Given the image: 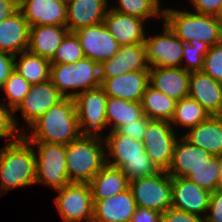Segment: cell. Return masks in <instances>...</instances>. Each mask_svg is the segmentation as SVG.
Wrapping results in <instances>:
<instances>
[{
	"label": "cell",
	"instance_id": "6da1fadb",
	"mask_svg": "<svg viewBox=\"0 0 222 222\" xmlns=\"http://www.w3.org/2000/svg\"><path fill=\"white\" fill-rule=\"evenodd\" d=\"M29 129L34 132L31 136L23 131L29 142L67 145L74 141L81 136L74 99L64 98L52 106Z\"/></svg>",
	"mask_w": 222,
	"mask_h": 222
},
{
	"label": "cell",
	"instance_id": "7a4b0ae2",
	"mask_svg": "<svg viewBox=\"0 0 222 222\" xmlns=\"http://www.w3.org/2000/svg\"><path fill=\"white\" fill-rule=\"evenodd\" d=\"M107 152L106 164L120 168L129 181L150 177L160 172L145 151L143 141L120 135L116 131L109 132L103 139ZM112 156V161L110 158Z\"/></svg>",
	"mask_w": 222,
	"mask_h": 222
},
{
	"label": "cell",
	"instance_id": "3957f363",
	"mask_svg": "<svg viewBox=\"0 0 222 222\" xmlns=\"http://www.w3.org/2000/svg\"><path fill=\"white\" fill-rule=\"evenodd\" d=\"M35 179V150L24 136L0 149V193L36 184Z\"/></svg>",
	"mask_w": 222,
	"mask_h": 222
},
{
	"label": "cell",
	"instance_id": "277c9868",
	"mask_svg": "<svg viewBox=\"0 0 222 222\" xmlns=\"http://www.w3.org/2000/svg\"><path fill=\"white\" fill-rule=\"evenodd\" d=\"M163 20L184 43L201 41L209 47L222 41V21L217 16L163 9Z\"/></svg>",
	"mask_w": 222,
	"mask_h": 222
},
{
	"label": "cell",
	"instance_id": "5b68a950",
	"mask_svg": "<svg viewBox=\"0 0 222 222\" xmlns=\"http://www.w3.org/2000/svg\"><path fill=\"white\" fill-rule=\"evenodd\" d=\"M104 140L78 137L66 145V168L70 183H90L106 165Z\"/></svg>",
	"mask_w": 222,
	"mask_h": 222
},
{
	"label": "cell",
	"instance_id": "8992f818",
	"mask_svg": "<svg viewBox=\"0 0 222 222\" xmlns=\"http://www.w3.org/2000/svg\"><path fill=\"white\" fill-rule=\"evenodd\" d=\"M50 81L65 98L74 99L81 92L101 86L100 64L85 56L75 63L51 64Z\"/></svg>",
	"mask_w": 222,
	"mask_h": 222
},
{
	"label": "cell",
	"instance_id": "52a82bcc",
	"mask_svg": "<svg viewBox=\"0 0 222 222\" xmlns=\"http://www.w3.org/2000/svg\"><path fill=\"white\" fill-rule=\"evenodd\" d=\"M35 149V183L47 184L55 190L70 183L66 168V145L30 142Z\"/></svg>",
	"mask_w": 222,
	"mask_h": 222
},
{
	"label": "cell",
	"instance_id": "ba28073f",
	"mask_svg": "<svg viewBox=\"0 0 222 222\" xmlns=\"http://www.w3.org/2000/svg\"><path fill=\"white\" fill-rule=\"evenodd\" d=\"M107 100L108 95L101 86L76 95L74 102L81 137L103 139L98 132L108 126L106 118Z\"/></svg>",
	"mask_w": 222,
	"mask_h": 222
},
{
	"label": "cell",
	"instance_id": "9c48e42d",
	"mask_svg": "<svg viewBox=\"0 0 222 222\" xmlns=\"http://www.w3.org/2000/svg\"><path fill=\"white\" fill-rule=\"evenodd\" d=\"M137 207L164 213L173 207L171 176L166 171L129 181Z\"/></svg>",
	"mask_w": 222,
	"mask_h": 222
},
{
	"label": "cell",
	"instance_id": "30bf717a",
	"mask_svg": "<svg viewBox=\"0 0 222 222\" xmlns=\"http://www.w3.org/2000/svg\"><path fill=\"white\" fill-rule=\"evenodd\" d=\"M55 191V204L64 222H93L94 203L88 183H69Z\"/></svg>",
	"mask_w": 222,
	"mask_h": 222
},
{
	"label": "cell",
	"instance_id": "8fae6325",
	"mask_svg": "<svg viewBox=\"0 0 222 222\" xmlns=\"http://www.w3.org/2000/svg\"><path fill=\"white\" fill-rule=\"evenodd\" d=\"M169 121L150 120L147 124L143 143L148 157L160 171L169 169L177 136Z\"/></svg>",
	"mask_w": 222,
	"mask_h": 222
},
{
	"label": "cell",
	"instance_id": "7c38bea8",
	"mask_svg": "<svg viewBox=\"0 0 222 222\" xmlns=\"http://www.w3.org/2000/svg\"><path fill=\"white\" fill-rule=\"evenodd\" d=\"M162 35L145 38L146 60L149 68L182 67L184 42L164 22ZM183 62V63H182Z\"/></svg>",
	"mask_w": 222,
	"mask_h": 222
},
{
	"label": "cell",
	"instance_id": "4fadbf2b",
	"mask_svg": "<svg viewBox=\"0 0 222 222\" xmlns=\"http://www.w3.org/2000/svg\"><path fill=\"white\" fill-rule=\"evenodd\" d=\"M74 33L79 38L84 56L99 64L109 60L119 51L120 44L104 22L79 28Z\"/></svg>",
	"mask_w": 222,
	"mask_h": 222
},
{
	"label": "cell",
	"instance_id": "5bb4252c",
	"mask_svg": "<svg viewBox=\"0 0 222 222\" xmlns=\"http://www.w3.org/2000/svg\"><path fill=\"white\" fill-rule=\"evenodd\" d=\"M64 98L50 80L33 84L14 112L20 110L27 122V127H30L52 106L58 104Z\"/></svg>",
	"mask_w": 222,
	"mask_h": 222
},
{
	"label": "cell",
	"instance_id": "9a60e30c",
	"mask_svg": "<svg viewBox=\"0 0 222 222\" xmlns=\"http://www.w3.org/2000/svg\"><path fill=\"white\" fill-rule=\"evenodd\" d=\"M18 9L29 26H66L67 1L65 0H18Z\"/></svg>",
	"mask_w": 222,
	"mask_h": 222
},
{
	"label": "cell",
	"instance_id": "2e32d148",
	"mask_svg": "<svg viewBox=\"0 0 222 222\" xmlns=\"http://www.w3.org/2000/svg\"><path fill=\"white\" fill-rule=\"evenodd\" d=\"M171 185L173 208L205 218L208 212L210 192L188 178L171 177Z\"/></svg>",
	"mask_w": 222,
	"mask_h": 222
},
{
	"label": "cell",
	"instance_id": "e0dca14e",
	"mask_svg": "<svg viewBox=\"0 0 222 222\" xmlns=\"http://www.w3.org/2000/svg\"><path fill=\"white\" fill-rule=\"evenodd\" d=\"M136 70H149L144 43L120 46L113 57L100 64V78H115Z\"/></svg>",
	"mask_w": 222,
	"mask_h": 222
},
{
	"label": "cell",
	"instance_id": "ac0fdd59",
	"mask_svg": "<svg viewBox=\"0 0 222 222\" xmlns=\"http://www.w3.org/2000/svg\"><path fill=\"white\" fill-rule=\"evenodd\" d=\"M101 87L108 96L141 102L149 85V70H136L115 78H100Z\"/></svg>",
	"mask_w": 222,
	"mask_h": 222
},
{
	"label": "cell",
	"instance_id": "d6986e66",
	"mask_svg": "<svg viewBox=\"0 0 222 222\" xmlns=\"http://www.w3.org/2000/svg\"><path fill=\"white\" fill-rule=\"evenodd\" d=\"M210 115H222V83L202 71L190 72L189 94Z\"/></svg>",
	"mask_w": 222,
	"mask_h": 222
},
{
	"label": "cell",
	"instance_id": "ffe728a7",
	"mask_svg": "<svg viewBox=\"0 0 222 222\" xmlns=\"http://www.w3.org/2000/svg\"><path fill=\"white\" fill-rule=\"evenodd\" d=\"M189 77L182 67L149 68V85L177 101L188 97Z\"/></svg>",
	"mask_w": 222,
	"mask_h": 222
},
{
	"label": "cell",
	"instance_id": "44dd1931",
	"mask_svg": "<svg viewBox=\"0 0 222 222\" xmlns=\"http://www.w3.org/2000/svg\"><path fill=\"white\" fill-rule=\"evenodd\" d=\"M212 157V154L190 144L182 137L175 143L172 162L167 173L171 177L187 178L192 171L205 166Z\"/></svg>",
	"mask_w": 222,
	"mask_h": 222
},
{
	"label": "cell",
	"instance_id": "7402d4cb",
	"mask_svg": "<svg viewBox=\"0 0 222 222\" xmlns=\"http://www.w3.org/2000/svg\"><path fill=\"white\" fill-rule=\"evenodd\" d=\"M93 203V222H130L137 207L130 189Z\"/></svg>",
	"mask_w": 222,
	"mask_h": 222
},
{
	"label": "cell",
	"instance_id": "603a6c76",
	"mask_svg": "<svg viewBox=\"0 0 222 222\" xmlns=\"http://www.w3.org/2000/svg\"><path fill=\"white\" fill-rule=\"evenodd\" d=\"M146 20L118 13L109 8L104 18V24L115 40L120 44H140L145 42L144 22Z\"/></svg>",
	"mask_w": 222,
	"mask_h": 222
},
{
	"label": "cell",
	"instance_id": "cb8c5ba5",
	"mask_svg": "<svg viewBox=\"0 0 222 222\" xmlns=\"http://www.w3.org/2000/svg\"><path fill=\"white\" fill-rule=\"evenodd\" d=\"M30 26L18 9L0 22V51L13 56L28 50Z\"/></svg>",
	"mask_w": 222,
	"mask_h": 222
},
{
	"label": "cell",
	"instance_id": "d4e9b609",
	"mask_svg": "<svg viewBox=\"0 0 222 222\" xmlns=\"http://www.w3.org/2000/svg\"><path fill=\"white\" fill-rule=\"evenodd\" d=\"M107 0H68L67 23L69 32L104 22Z\"/></svg>",
	"mask_w": 222,
	"mask_h": 222
},
{
	"label": "cell",
	"instance_id": "484cf974",
	"mask_svg": "<svg viewBox=\"0 0 222 222\" xmlns=\"http://www.w3.org/2000/svg\"><path fill=\"white\" fill-rule=\"evenodd\" d=\"M190 144L213 156L222 155V115H211L207 120L189 129L184 136Z\"/></svg>",
	"mask_w": 222,
	"mask_h": 222
},
{
	"label": "cell",
	"instance_id": "4316f807",
	"mask_svg": "<svg viewBox=\"0 0 222 222\" xmlns=\"http://www.w3.org/2000/svg\"><path fill=\"white\" fill-rule=\"evenodd\" d=\"M68 33L69 30L66 26H31L28 50L42 58L51 60Z\"/></svg>",
	"mask_w": 222,
	"mask_h": 222
},
{
	"label": "cell",
	"instance_id": "83f0119b",
	"mask_svg": "<svg viewBox=\"0 0 222 222\" xmlns=\"http://www.w3.org/2000/svg\"><path fill=\"white\" fill-rule=\"evenodd\" d=\"M89 185L93 200H103L129 189V179L120 168L106 164Z\"/></svg>",
	"mask_w": 222,
	"mask_h": 222
},
{
	"label": "cell",
	"instance_id": "f1b7e54d",
	"mask_svg": "<svg viewBox=\"0 0 222 222\" xmlns=\"http://www.w3.org/2000/svg\"><path fill=\"white\" fill-rule=\"evenodd\" d=\"M14 58V69L31 85L50 80L51 62L48 59L31 53L29 50L21 52Z\"/></svg>",
	"mask_w": 222,
	"mask_h": 222
},
{
	"label": "cell",
	"instance_id": "f546056e",
	"mask_svg": "<svg viewBox=\"0 0 222 222\" xmlns=\"http://www.w3.org/2000/svg\"><path fill=\"white\" fill-rule=\"evenodd\" d=\"M177 100L148 85L143 93L141 105L143 114L150 120H171Z\"/></svg>",
	"mask_w": 222,
	"mask_h": 222
},
{
	"label": "cell",
	"instance_id": "4dcf8cb0",
	"mask_svg": "<svg viewBox=\"0 0 222 222\" xmlns=\"http://www.w3.org/2000/svg\"><path fill=\"white\" fill-rule=\"evenodd\" d=\"M143 115L141 102L108 96L106 105L107 125H113L110 132L116 131L126 123L134 122Z\"/></svg>",
	"mask_w": 222,
	"mask_h": 222
},
{
	"label": "cell",
	"instance_id": "1f68e13d",
	"mask_svg": "<svg viewBox=\"0 0 222 222\" xmlns=\"http://www.w3.org/2000/svg\"><path fill=\"white\" fill-rule=\"evenodd\" d=\"M210 116L209 112L196 100L186 97L177 101L170 124L190 129L207 120Z\"/></svg>",
	"mask_w": 222,
	"mask_h": 222
},
{
	"label": "cell",
	"instance_id": "d6a6232c",
	"mask_svg": "<svg viewBox=\"0 0 222 222\" xmlns=\"http://www.w3.org/2000/svg\"><path fill=\"white\" fill-rule=\"evenodd\" d=\"M160 0H119V7H112L114 11L126 15H131L143 20L163 17Z\"/></svg>",
	"mask_w": 222,
	"mask_h": 222
},
{
	"label": "cell",
	"instance_id": "836d02e7",
	"mask_svg": "<svg viewBox=\"0 0 222 222\" xmlns=\"http://www.w3.org/2000/svg\"><path fill=\"white\" fill-rule=\"evenodd\" d=\"M219 169V156H213L205 166L192 171L187 178L201 188L212 193L220 189Z\"/></svg>",
	"mask_w": 222,
	"mask_h": 222
},
{
	"label": "cell",
	"instance_id": "e575fe53",
	"mask_svg": "<svg viewBox=\"0 0 222 222\" xmlns=\"http://www.w3.org/2000/svg\"><path fill=\"white\" fill-rule=\"evenodd\" d=\"M31 84L26 81L15 69L6 79L2 91L8 99L5 105L13 111L18 107L24 97L30 91Z\"/></svg>",
	"mask_w": 222,
	"mask_h": 222
},
{
	"label": "cell",
	"instance_id": "d590c367",
	"mask_svg": "<svg viewBox=\"0 0 222 222\" xmlns=\"http://www.w3.org/2000/svg\"><path fill=\"white\" fill-rule=\"evenodd\" d=\"M84 57L79 38L74 32H69L56 49L51 64L75 63Z\"/></svg>",
	"mask_w": 222,
	"mask_h": 222
},
{
	"label": "cell",
	"instance_id": "8d00e7d4",
	"mask_svg": "<svg viewBox=\"0 0 222 222\" xmlns=\"http://www.w3.org/2000/svg\"><path fill=\"white\" fill-rule=\"evenodd\" d=\"M209 46L201 41L191 40L184 44L182 60L186 59V65L182 66L188 72L202 71L203 62Z\"/></svg>",
	"mask_w": 222,
	"mask_h": 222
},
{
	"label": "cell",
	"instance_id": "74e56055",
	"mask_svg": "<svg viewBox=\"0 0 222 222\" xmlns=\"http://www.w3.org/2000/svg\"><path fill=\"white\" fill-rule=\"evenodd\" d=\"M202 72L222 83V41L209 48L204 57Z\"/></svg>",
	"mask_w": 222,
	"mask_h": 222
},
{
	"label": "cell",
	"instance_id": "f35d334b",
	"mask_svg": "<svg viewBox=\"0 0 222 222\" xmlns=\"http://www.w3.org/2000/svg\"><path fill=\"white\" fill-rule=\"evenodd\" d=\"M16 120L14 111L8 108L5 103H0V138H14V142H17L23 136Z\"/></svg>",
	"mask_w": 222,
	"mask_h": 222
},
{
	"label": "cell",
	"instance_id": "ab89813d",
	"mask_svg": "<svg viewBox=\"0 0 222 222\" xmlns=\"http://www.w3.org/2000/svg\"><path fill=\"white\" fill-rule=\"evenodd\" d=\"M149 121L150 119L143 114L138 120L119 127L116 132L120 135L142 141Z\"/></svg>",
	"mask_w": 222,
	"mask_h": 222
},
{
	"label": "cell",
	"instance_id": "60d3db41",
	"mask_svg": "<svg viewBox=\"0 0 222 222\" xmlns=\"http://www.w3.org/2000/svg\"><path fill=\"white\" fill-rule=\"evenodd\" d=\"M207 213L205 222H222V189L211 193Z\"/></svg>",
	"mask_w": 222,
	"mask_h": 222
},
{
	"label": "cell",
	"instance_id": "b9f144b4",
	"mask_svg": "<svg viewBox=\"0 0 222 222\" xmlns=\"http://www.w3.org/2000/svg\"><path fill=\"white\" fill-rule=\"evenodd\" d=\"M161 222H205V218L171 207L162 213Z\"/></svg>",
	"mask_w": 222,
	"mask_h": 222
},
{
	"label": "cell",
	"instance_id": "7bdbcfd3",
	"mask_svg": "<svg viewBox=\"0 0 222 222\" xmlns=\"http://www.w3.org/2000/svg\"><path fill=\"white\" fill-rule=\"evenodd\" d=\"M190 2L195 7L196 13L217 17L222 4V0H190Z\"/></svg>",
	"mask_w": 222,
	"mask_h": 222
},
{
	"label": "cell",
	"instance_id": "ee69618b",
	"mask_svg": "<svg viewBox=\"0 0 222 222\" xmlns=\"http://www.w3.org/2000/svg\"><path fill=\"white\" fill-rule=\"evenodd\" d=\"M161 221H162V213L152 209L136 207L130 222H161Z\"/></svg>",
	"mask_w": 222,
	"mask_h": 222
},
{
	"label": "cell",
	"instance_id": "f6af8a7d",
	"mask_svg": "<svg viewBox=\"0 0 222 222\" xmlns=\"http://www.w3.org/2000/svg\"><path fill=\"white\" fill-rule=\"evenodd\" d=\"M14 58L15 56L0 51V90H2L6 79L14 70Z\"/></svg>",
	"mask_w": 222,
	"mask_h": 222
},
{
	"label": "cell",
	"instance_id": "bcb514c9",
	"mask_svg": "<svg viewBox=\"0 0 222 222\" xmlns=\"http://www.w3.org/2000/svg\"><path fill=\"white\" fill-rule=\"evenodd\" d=\"M18 10V0H0V22Z\"/></svg>",
	"mask_w": 222,
	"mask_h": 222
},
{
	"label": "cell",
	"instance_id": "7dc6e473",
	"mask_svg": "<svg viewBox=\"0 0 222 222\" xmlns=\"http://www.w3.org/2000/svg\"><path fill=\"white\" fill-rule=\"evenodd\" d=\"M219 165H220V169H219V185H220V189H222V155L219 156Z\"/></svg>",
	"mask_w": 222,
	"mask_h": 222
},
{
	"label": "cell",
	"instance_id": "c3c4849f",
	"mask_svg": "<svg viewBox=\"0 0 222 222\" xmlns=\"http://www.w3.org/2000/svg\"><path fill=\"white\" fill-rule=\"evenodd\" d=\"M218 18L222 21V4H221L220 10H219Z\"/></svg>",
	"mask_w": 222,
	"mask_h": 222
}]
</instances>
